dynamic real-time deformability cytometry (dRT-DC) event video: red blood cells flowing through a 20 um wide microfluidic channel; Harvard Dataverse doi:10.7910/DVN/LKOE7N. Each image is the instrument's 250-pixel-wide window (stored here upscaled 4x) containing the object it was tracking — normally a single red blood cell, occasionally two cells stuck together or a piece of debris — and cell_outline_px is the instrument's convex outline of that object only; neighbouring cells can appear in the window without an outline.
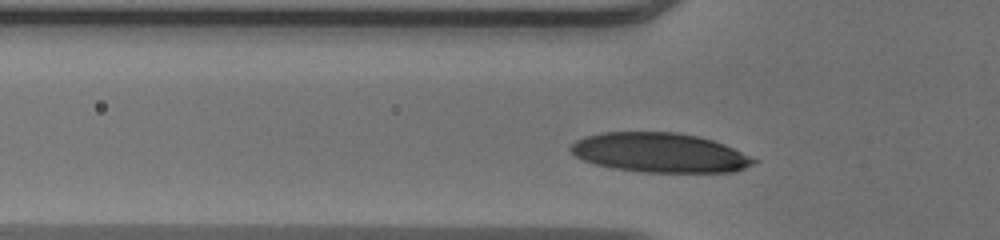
{"species": "human", "species_latin": "Homo sapiens", "temperature_condition": "warm", "stored_images_in_passage": 32, "camera_frame_rate_fps": 3000, "um_per_image_px": 0.085, "donor": {"sex": "male"}, "frame": {"image": 1, "passage_image": 7, "time_ms": 2.0, "image_size_px": [1000, 240], "cell_outline_px": [[760, 160], [736, 172], [644, 172], [612, 168], [596, 164], [584, 160], [576, 156], [568, 148], [576, 140], [584, 136], [600, 132], [676, 132], [700, 136], [724, 144]], "centroid_in_image_um": [56.08, 12.97], "position_along_channel_um": 69.7, "area_um2": 42.25}}
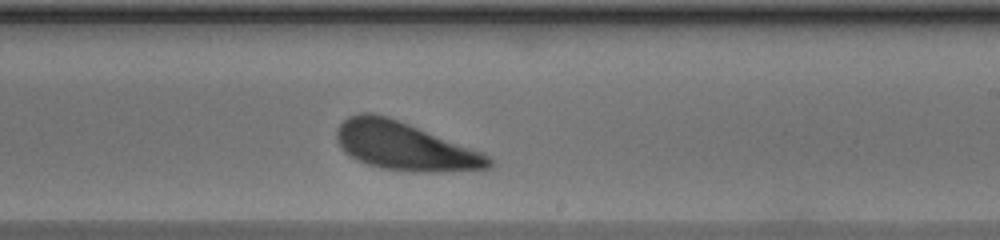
{"frame": {"image": 2, "passage_image": 21, "time_ms": 6.667, "image_size_px": [1000, 240], "cell_outline_px": [[492, 168], [440, 172], [408, 172], [380, 168], [356, 160], [344, 152], [340, 148], [336, 140], [336, 128], [348, 116], [360, 112], [372, 112], [388, 116], [484, 152], [492, 160]], "centroid_in_image_um": [34.37, 12.43], "position_along_channel_um": 254.6, "area_um2": 43.18}}
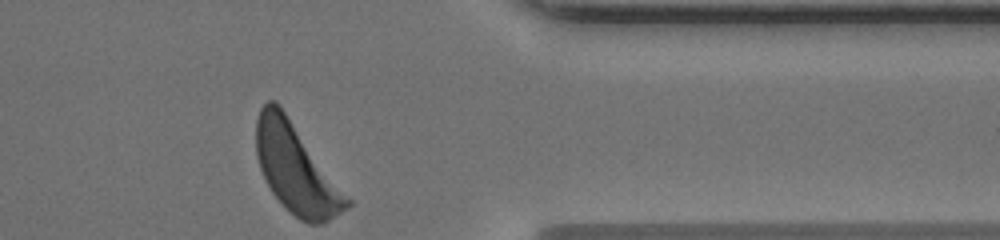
{"frame": {"image": 3, "passage_image": 32, "time_ms": 10.333, "image_size_px": [1000, 240], "cell_outline_px": [[352, 204], [348, 208], [324, 224], [308, 224], [300, 220], [284, 208], [272, 192], [260, 168], [256, 156], [256, 120], [260, 108], [268, 100], [276, 100], [280, 104], [352, 200]], "centroid_in_image_um": [25.18, 14.35], "position_along_channel_um": 386.2, "area_um2": 47.4}, "authors_computed_cell_mechanics": {"area_um2": 42.2807, "velocity_mm_per_s": 3.9642, "shape_relaxation_time_tau1_ms": 1.5869, "shape_relaxation_time_tau2_ms": null, "deformation_change_tau1": 0.1141, "deformation_change_tau2": null}}